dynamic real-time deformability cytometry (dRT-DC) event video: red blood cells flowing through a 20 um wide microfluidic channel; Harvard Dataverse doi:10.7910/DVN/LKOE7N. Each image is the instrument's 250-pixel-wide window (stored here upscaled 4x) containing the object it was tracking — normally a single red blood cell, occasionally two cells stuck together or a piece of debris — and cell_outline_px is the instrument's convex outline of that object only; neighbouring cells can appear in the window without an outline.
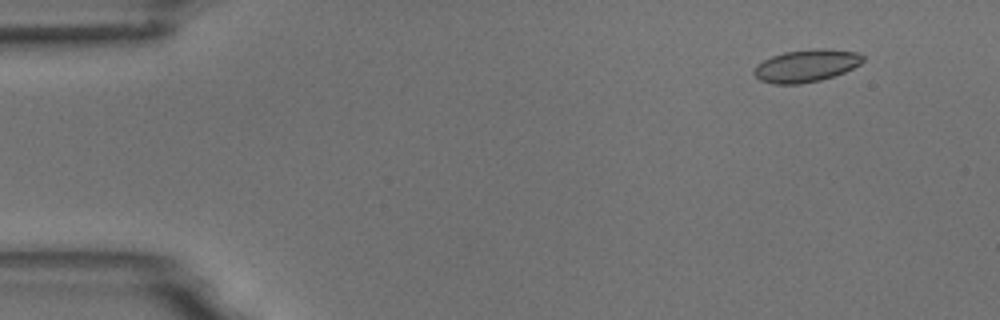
{"species": "common noctule bat (a hibernating species)", "species_latin": "Nyctalus noctula", "temperature_condition": "room temperature", "stored_images_in_passage": 5, "camera_frame_rate_fps": 3000, "um_per_image_px": 0.085, "animal": {"sex": "male", "body_mass_g": 18.8}, "frame": {"image": 1, "passage_image": 2, "time_ms": 1.0, "image_size_px": [1000, 320], "cell_outline_px": [[864, 60], [860, 64], [844, 72], [820, 80], [800, 84], [772, 84], [760, 80], [752, 72], [756, 64], [772, 56], [784, 52], [816, 48], [828, 48], [856, 52], [864, 56]], "centroid_in_image_um": [68.51, 5.58], "position_along_channel_um": 16.5, "area_um2": 20.63}}
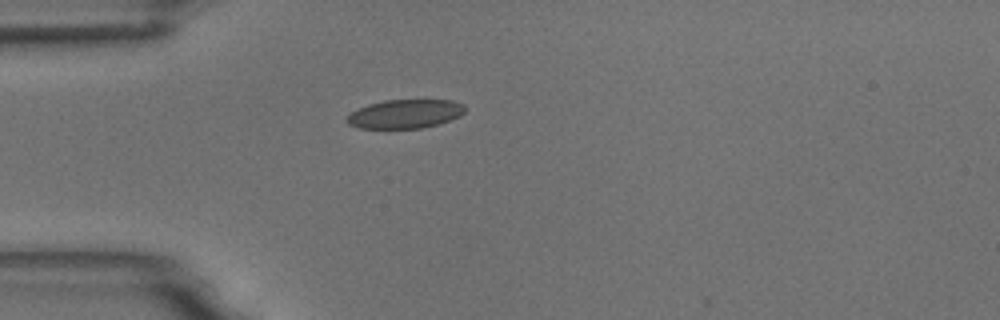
{"frame": {"image": 2, "passage_image": 5, "time_ms": 4.333, "image_size_px": [1000, 320], "cell_outline_px": [[464, 112], [460, 116], [440, 124], [424, 128], [360, 128], [348, 124], [344, 120], [352, 112], [368, 104], [384, 100], [452, 100], [464, 104]], "centroid_in_image_um": [34.45, 9.68], "position_along_channel_um": 50.6, "area_um2": 19.88}}